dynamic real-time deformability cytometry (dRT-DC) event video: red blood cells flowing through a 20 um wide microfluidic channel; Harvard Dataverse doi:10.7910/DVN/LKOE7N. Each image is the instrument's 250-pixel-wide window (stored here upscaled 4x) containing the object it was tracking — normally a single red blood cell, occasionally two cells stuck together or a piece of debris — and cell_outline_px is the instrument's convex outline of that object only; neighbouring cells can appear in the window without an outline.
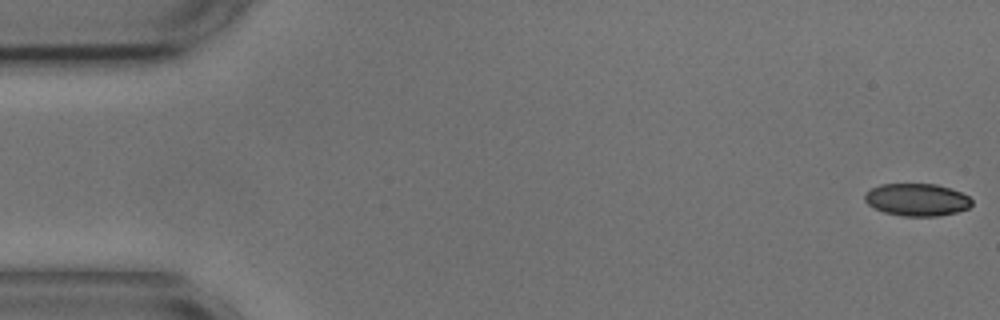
{"species": "common noctule bat (a hibernating species)", "species_latin": "Nyctalus noctula", "temperature_condition": "cold", "stored_images_in_passage": 16, "camera_frame_rate_fps": 3000, "um_per_image_px": 0.085, "animal": {"sex": "male", "body_mass_g": 17.9, "forearm_length_mm": 54.2}, "frame": {"image": 1, "passage_image": 1, "time_ms": 0.0, "image_size_px": [1000, 320], "cell_outline_px": [[972, 204], [968, 208], [956, 212], [936, 216], [904, 216], [884, 212], [868, 204], [864, 200], [864, 192], [880, 184], [936, 184], [952, 188], [968, 196], [972, 200]], "centroid_in_image_um": [77.93, 16.96], "position_along_channel_um": 7.1, "area_um2": 20.23}}
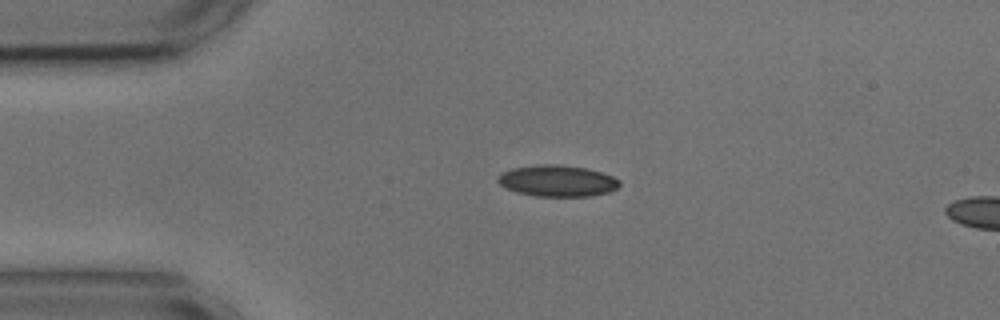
{"frame": {"image": 2, "passage_image": 12, "time_ms": 3.667, "image_size_px": [1000, 320], "cell_outline_px": [[620, 184], [616, 188], [608, 192], [592, 196], [536, 196], [516, 192], [500, 184], [496, 180], [500, 172], [512, 168], [536, 164], [556, 164], [584, 168], [600, 172], [612, 176], [620, 180]], "centroid_in_image_um": [47.34, 15.37], "position_along_channel_um": 37.7, "area_um2": 22.2}}